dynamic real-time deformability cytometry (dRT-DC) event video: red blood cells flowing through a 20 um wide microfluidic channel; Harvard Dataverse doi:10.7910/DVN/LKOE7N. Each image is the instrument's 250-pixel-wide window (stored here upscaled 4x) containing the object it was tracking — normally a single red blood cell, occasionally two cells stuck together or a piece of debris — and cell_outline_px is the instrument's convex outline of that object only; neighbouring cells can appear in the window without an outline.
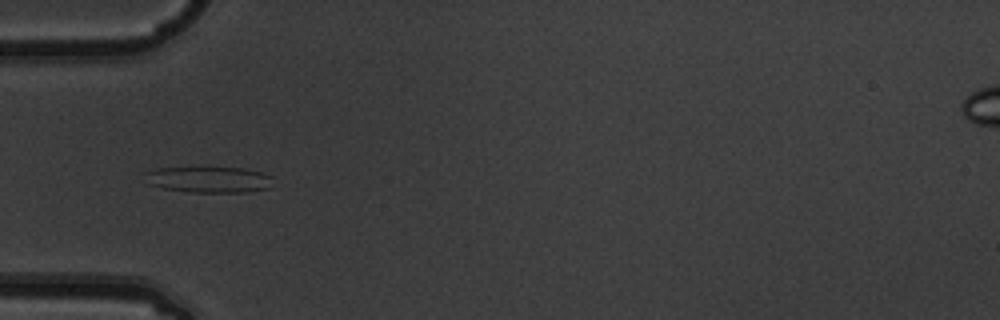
{"species": "common noctule bat (a hibernating species)", "species_latin": "Nyctalus noctula", "temperature_condition": "warm", "stored_images_in_passage": 7, "camera_frame_rate_fps": 3000, "um_per_image_px": 0.085, "animal": {"sex": "male", "body_mass_g": 19.5, "forearm_length_mm": 54.6}, "frame": {"image": 1, "passage_image": 5, "time_ms": 1.333, "image_size_px": [1000, 320], "cell_outline_px": [[272, 176], [268, 188], [244, 192], [188, 192], [164, 188], [144, 184], [144, 172], [156, 168], [244, 168], [260, 172]], "centroid_in_image_um": [17.65, 15.26], "position_along_channel_um": 67.3, "area_um2": 19.42}}
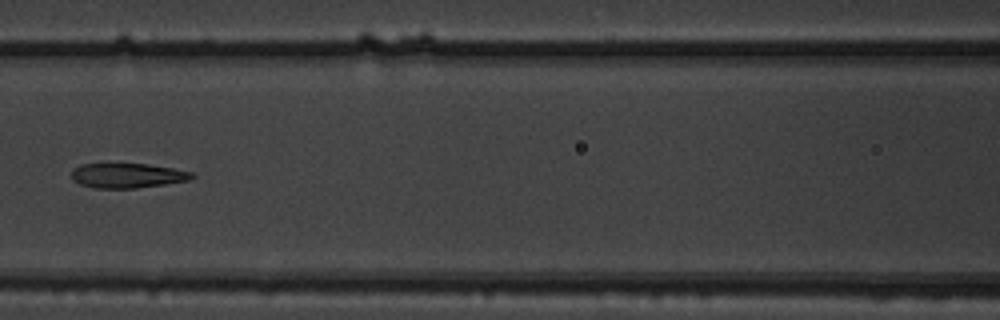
{"frame": {"image": 2, "passage_image": 7, "time_ms": 2.0, "image_size_px": [1000, 320], "cell_outline_px": [[196, 176], [188, 180], [164, 184], [136, 188], [96, 188], [80, 184], [72, 180], [72, 168], [80, 164], [148, 164], [172, 168], [192, 172]], "centroid_in_image_um": [10.8, 14.92], "position_along_channel_um": 155.8, "area_um2": 17.28}}